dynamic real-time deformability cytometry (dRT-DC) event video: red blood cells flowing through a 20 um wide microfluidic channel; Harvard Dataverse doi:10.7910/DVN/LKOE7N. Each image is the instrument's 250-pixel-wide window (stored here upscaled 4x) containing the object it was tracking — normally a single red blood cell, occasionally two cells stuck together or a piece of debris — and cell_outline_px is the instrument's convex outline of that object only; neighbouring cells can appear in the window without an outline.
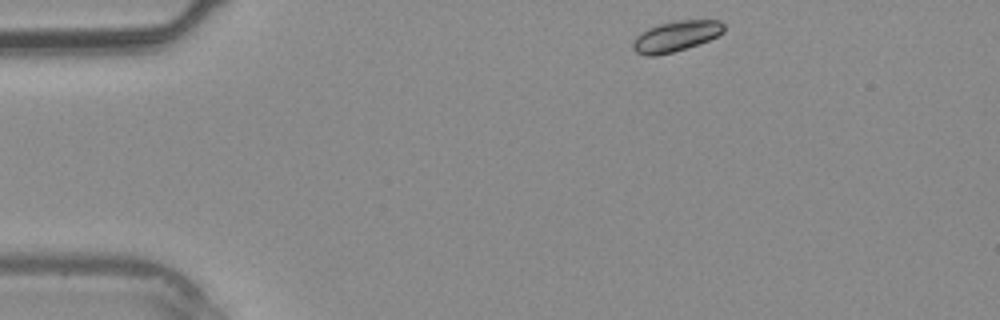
{"species": "common noctule bat (a hibernating species)", "species_latin": "Nyctalus noctula", "temperature_condition": "warm", "stored_images_in_passage": 34, "camera_frame_rate_fps": 3000, "um_per_image_px": 0.085, "animal": {"sex": "male", "body_mass_g": 20.4}, "frame": {"image": 1, "passage_image": 1, "time_ms": 0.0, "image_size_px": [1000, 320], "cell_outline_px": [[724, 32], [708, 40], [672, 52], [656, 56], [644, 56], [636, 52], [632, 48], [632, 44], [636, 36], [640, 32], [648, 28], [660, 24], [676, 20], [720, 20], [724, 24]], "centroid_in_image_um": [57.42, 3.07], "position_along_channel_um": 27.6, "area_um2": 16.13}}
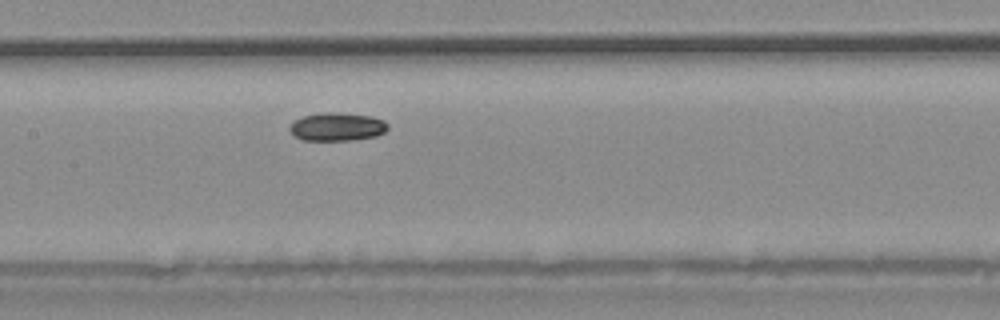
{"frame": {"image": 2, "passage_image": 14, "time_ms": 4.333, "image_size_px": [1000, 320], "cell_outline_px": [[388, 128], [384, 132], [376, 136], [348, 140], [304, 140], [292, 136], [288, 128], [296, 120], [304, 116], [320, 112], [336, 112], [372, 116], [384, 120], [388, 124]], "centroid_in_image_um": [28.65, 10.77], "position_along_channel_um": 178.8, "area_um2": 16.18}}
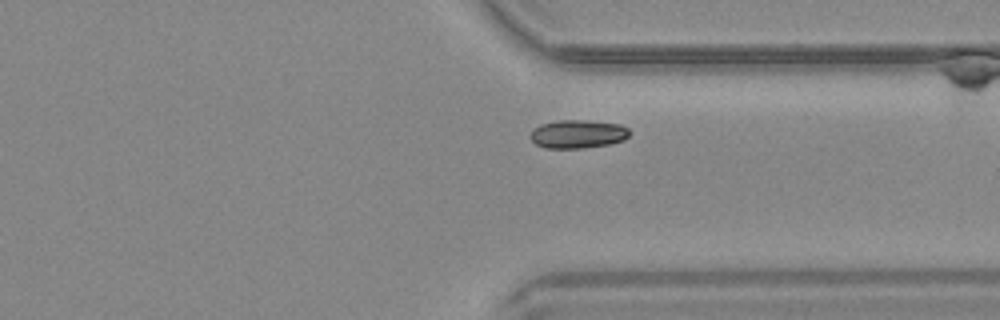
{"frame": {"image": 3, "passage_image": 25, "time_ms": 8.0, "image_size_px": [1000, 320], "cell_outline_px": [[628, 136], [624, 140], [608, 144], [584, 148], [544, 148], [536, 144], [528, 136], [532, 128], [540, 124], [556, 120], [584, 120], [620, 124], [628, 128]], "centroid_in_image_um": [49.05, 11.39], "position_along_channel_um": 362.3, "area_um2": 16.53}}